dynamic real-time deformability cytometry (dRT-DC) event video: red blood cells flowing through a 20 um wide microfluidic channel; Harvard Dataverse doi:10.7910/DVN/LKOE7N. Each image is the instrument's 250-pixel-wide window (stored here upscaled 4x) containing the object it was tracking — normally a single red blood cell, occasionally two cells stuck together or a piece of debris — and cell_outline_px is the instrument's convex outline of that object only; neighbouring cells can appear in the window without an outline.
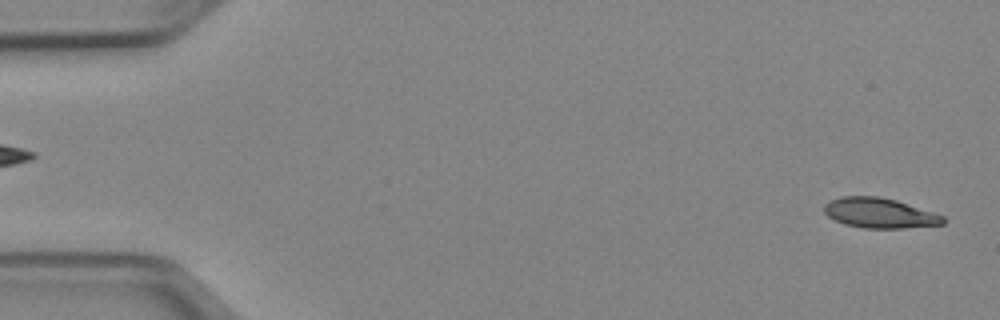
{"species": "Egyptian fruit bat (a non-hibernating species)", "species_latin": "Rousettus aegyptiacus", "temperature_condition": "cold", "stored_images_in_passage": 51, "camera_frame_rate_fps": 3000, "um_per_image_px": 0.085, "animal": {"sex": "female"}, "frame": {"image": 1, "passage_image": 2, "time_ms": 0.333, "image_size_px": [1000, 320], "cell_outline_px": [[944, 224], [904, 228], [864, 228], [844, 224], [828, 216], [824, 212], [824, 204], [840, 196], [880, 196], [896, 200], [944, 216]], "centroid_in_image_um": [74.74, 18.1], "position_along_channel_um": 10.3, "area_um2": 20.69}}
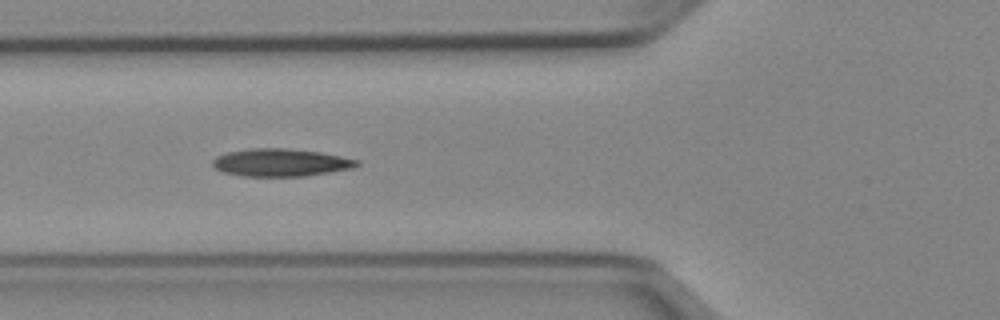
{"frame": {"image": 2, "passage_image": 19, "time_ms": 6.0, "image_size_px": [1000, 320], "cell_outline_px": [[360, 164], [352, 168], [304, 176], [244, 176], [224, 172], [212, 168], [212, 160], [216, 156], [228, 152], [252, 148], [288, 148], [320, 152], [360, 160]], "centroid_in_image_um": [23.84, 13.81], "position_along_channel_um": 102.0, "area_um2": 23.24}}
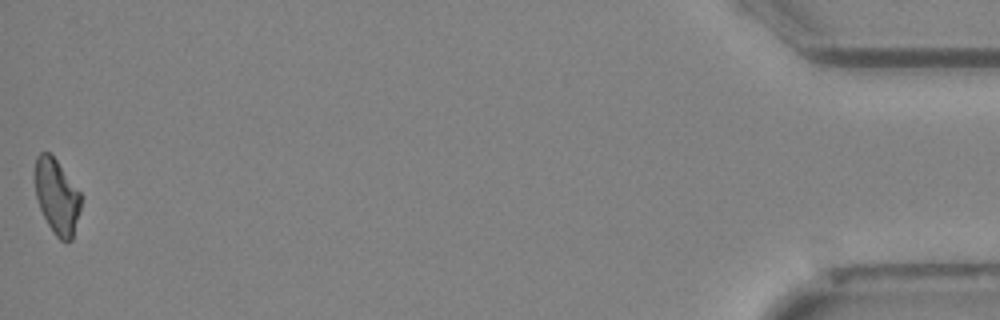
{"frame": {"image": 3, "passage_image": 51, "time_ms": 16.667, "image_size_px": [1000, 320], "cell_outline_px": [[80, 208], [72, 240], [60, 240], [56, 236], [48, 224], [40, 208], [36, 196], [36, 156], [40, 152], [48, 152], [56, 160], [80, 192]], "centroid_in_image_um": [4.83, 16.71], "position_along_channel_um": 430.4, "area_um2": 19.48}, "authors_computed_cell_mechanics": {"area_um2": 21.7906, "velocity_mm_per_s": 3.9741, "shape_relaxation_time_tau1_ms": null, "shape_relaxation_time_tau2_ms": 9.5138, "deformation_change_tau1": null, "deformation_change_tau2": 0.1864}}